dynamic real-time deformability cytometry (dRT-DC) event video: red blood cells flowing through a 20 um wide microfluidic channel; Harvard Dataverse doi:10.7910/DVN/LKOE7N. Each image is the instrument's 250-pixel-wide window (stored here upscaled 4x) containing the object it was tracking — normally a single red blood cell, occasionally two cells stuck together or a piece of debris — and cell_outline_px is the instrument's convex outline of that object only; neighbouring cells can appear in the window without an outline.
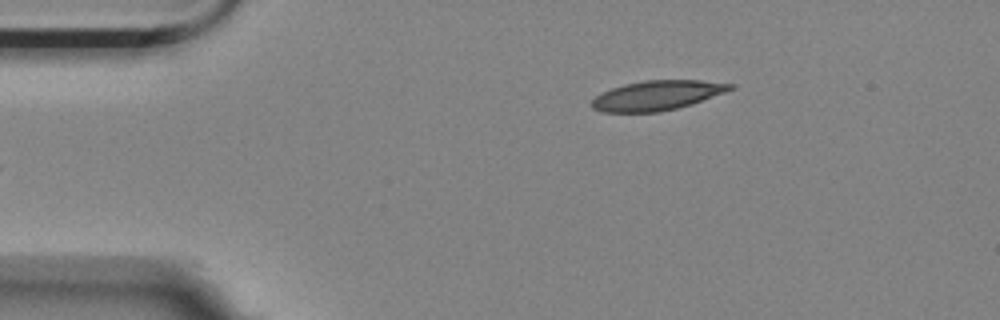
{"species": "Egyptian fruit bat (a non-hibernating species)", "species_latin": "Rousettus aegyptiacus", "temperature_condition": "room temperature", "stored_images_in_passage": 4, "camera_frame_rate_fps": 3000, "um_per_image_px": 0.085, "animal": {"sex": "female"}, "frame": {"image": 1, "passage_image": 4, "time_ms": 1.0, "image_size_px": [1000, 320], "cell_outline_px": [[736, 88], [676, 108], [660, 112], [600, 112], [592, 108], [592, 100], [596, 96], [612, 88], [624, 84], [644, 80], [700, 80], [736, 84]], "centroid_in_image_um": [55.84, 8.1], "position_along_channel_um": 29.2, "area_um2": 23.64}}